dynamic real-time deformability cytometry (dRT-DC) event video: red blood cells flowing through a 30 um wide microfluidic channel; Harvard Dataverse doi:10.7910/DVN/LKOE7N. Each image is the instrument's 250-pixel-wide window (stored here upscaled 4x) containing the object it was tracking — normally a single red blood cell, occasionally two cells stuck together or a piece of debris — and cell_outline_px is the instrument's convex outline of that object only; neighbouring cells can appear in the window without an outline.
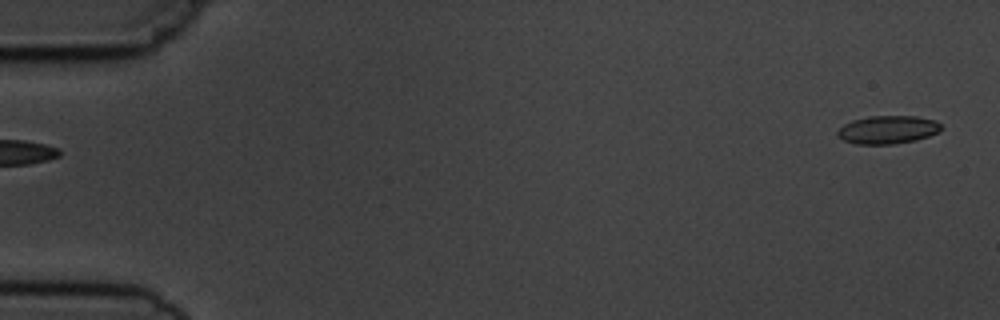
{"species": "common noctule bat (a hibernating species)", "species_latin": "Nyctalus noctula", "temperature_condition": "cold", "stored_images_in_passage": 5, "segment_of_instrument_passage": [2, 2], "camera_frame_rate_fps": 3000, "um_per_image_px": 0.085, "animal": {"sex": "male", "body_mass_g": 19.5, "forearm_length_mm": 54.6}, "frame": {"image": 1, "passage_image": 5, "time_ms": 5.667, "image_size_px": [1000, 320], "cell_outline_px": [[940, 132], [916, 140], [892, 144], [856, 144], [844, 140], [836, 136], [836, 132], [844, 124], [852, 120], [868, 116], [916, 116], [936, 120], [940, 124]], "centroid_in_image_um": [75.44, 11.02], "position_along_channel_um": 9.6, "area_um2": 17.05}}